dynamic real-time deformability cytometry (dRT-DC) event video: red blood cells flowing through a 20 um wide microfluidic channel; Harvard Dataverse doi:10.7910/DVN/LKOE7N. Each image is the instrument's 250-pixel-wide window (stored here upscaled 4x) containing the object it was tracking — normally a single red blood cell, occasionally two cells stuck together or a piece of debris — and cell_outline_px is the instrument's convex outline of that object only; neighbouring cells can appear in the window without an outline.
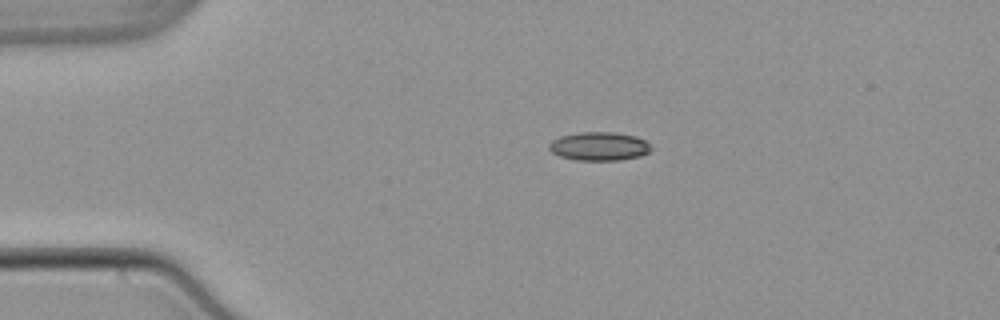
{"species": "common noctule bat (a hibernating species)", "species_latin": "Nyctalus noctula", "temperature_condition": "warm", "stored_images_in_passage": 43, "camera_frame_rate_fps": 3000, "um_per_image_px": 0.085, "animal": {"sex": "male", "body_mass_g": 21.5, "forearm_length_mm": 52.0}, "frame": {"image": 1, "passage_image": 1, "time_ms": 0.0, "image_size_px": [1000, 320], "cell_outline_px": [[652, 148], [648, 152], [640, 156], [620, 160], [576, 160], [560, 156], [552, 152], [548, 148], [548, 144], [552, 140], [560, 136], [580, 132], [616, 132], [636, 136], [644, 140]], "centroid_in_image_um": [50.91, 12.43], "position_along_channel_um": 34.1, "area_um2": 16.99}}
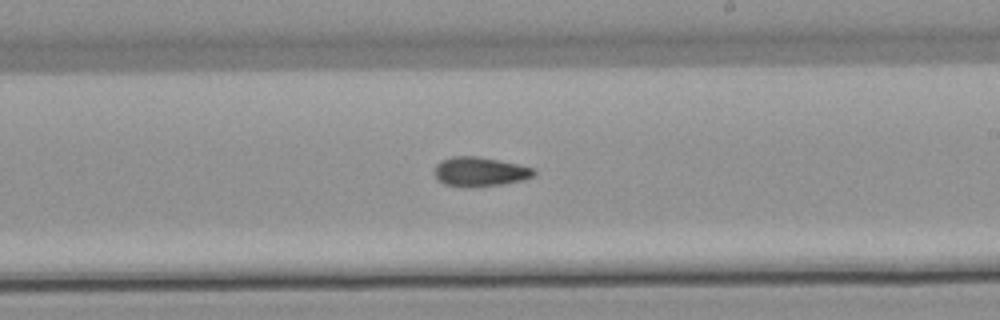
{"frame": {"image": 2, "passage_image": 21, "time_ms": 6.667, "image_size_px": [1000, 320], "cell_outline_px": [[536, 172], [532, 176], [524, 180], [504, 184], [444, 184], [436, 176], [436, 164], [440, 160], [452, 156], [476, 156], [516, 164], [532, 168]], "centroid_in_image_um": [40.81, 14.54], "position_along_channel_um": 248.2, "area_um2": 16.01}}
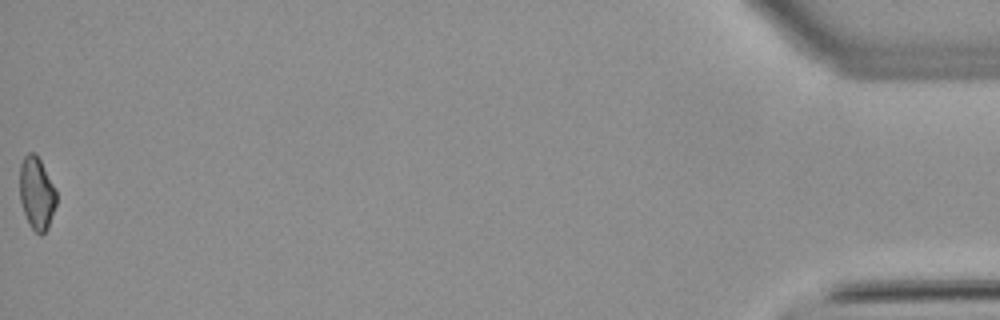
{"frame": {"image": 3, "passage_image": 43, "time_ms": 14.0, "image_size_px": [1000, 320], "cell_outline_px": [[56, 204], [48, 228], [40, 236], [32, 228], [24, 212], [20, 200], [20, 164], [24, 156], [28, 152], [36, 152], [56, 188]], "centroid_in_image_um": [3.13, 16.39], "position_along_channel_um": 432.1, "area_um2": 15.55}, "authors_computed_cell_mechanics": {"area_um2": 16.6464, "velocity_mm_per_s": 3.8864, "shape_relaxation_time_tau1_ms": null, "shape_relaxation_time_tau2_ms": 4.4949, "deformation_change_tau1": null, "deformation_change_tau2": 0.1022}}